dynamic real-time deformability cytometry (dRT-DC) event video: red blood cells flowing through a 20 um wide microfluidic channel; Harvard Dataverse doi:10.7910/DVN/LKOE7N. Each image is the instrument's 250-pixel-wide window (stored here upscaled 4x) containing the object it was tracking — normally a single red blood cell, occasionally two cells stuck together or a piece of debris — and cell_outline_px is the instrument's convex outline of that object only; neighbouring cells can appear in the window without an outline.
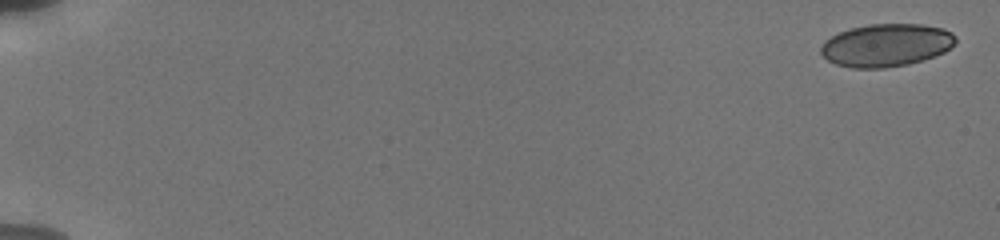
{"species": "human", "species_latin": "Homo sapiens", "temperature_condition": "cold", "stored_images_in_passage": 27, "camera_frame_rate_fps": 3000, "um_per_image_px": 0.085, "donor": {"sex": "male"}, "frame": {"image": 1, "passage_image": 1, "time_ms": 0.0, "image_size_px": [1000, 240], "cell_outline_px": [[956, 44], [944, 52], [908, 64], [884, 68], [852, 68], [836, 64], [828, 60], [820, 52], [820, 44], [824, 40], [848, 28], [868, 24], [924, 24], [944, 28], [952, 32], [956, 36]], "centroid_in_image_um": [75.33, 3.82], "position_along_channel_um": 9.7, "area_um2": 33.81}}
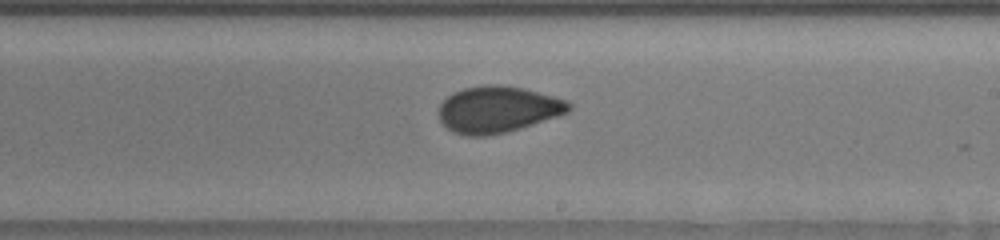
{"frame": {"image": 2, "passage_image": 17, "time_ms": 11.333, "image_size_px": [1000, 240], "cell_outline_px": [[572, 108], [568, 112], [508, 132], [488, 136], [464, 136], [452, 132], [440, 120], [440, 104], [452, 92], [464, 88], [484, 84], [500, 84], [520, 88], [568, 100], [572, 104]], "centroid_in_image_um": [42.29, 9.3], "position_along_channel_um": 246.7, "area_um2": 35.14}}
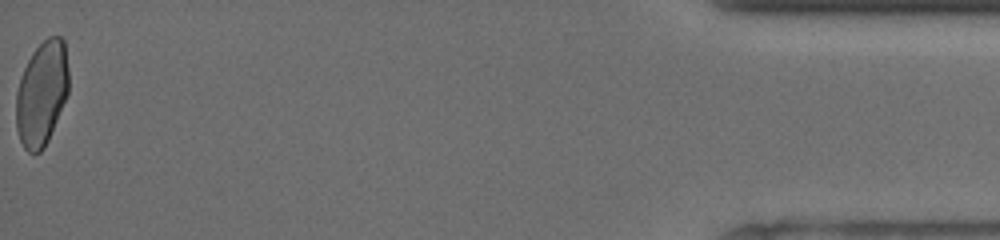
{"frame": {"image": 3, "passage_image": 27, "time_ms": 18.333, "image_size_px": [1000, 240], "cell_outline_px": [[68, 92], [48, 140], [44, 148], [40, 152], [28, 152], [24, 148], [20, 140], [16, 128], [16, 92], [24, 68], [32, 52], [48, 36], [60, 36], [64, 40], [68, 68]], "centroid_in_image_um": [3.54, 7.93], "position_along_channel_um": 431.7, "area_um2": 31.85}, "authors_computed_cell_mechanics": {"area_um2": 34.6222, "velocity_mm_per_s": 3.7855, "shape_relaxation_time_tau1_ms": 11.1096, "shape_relaxation_time_tau2_ms": 1.0678, "deformation_change_tau1": 0.1883, "deformation_change_tau2": 0.053}}